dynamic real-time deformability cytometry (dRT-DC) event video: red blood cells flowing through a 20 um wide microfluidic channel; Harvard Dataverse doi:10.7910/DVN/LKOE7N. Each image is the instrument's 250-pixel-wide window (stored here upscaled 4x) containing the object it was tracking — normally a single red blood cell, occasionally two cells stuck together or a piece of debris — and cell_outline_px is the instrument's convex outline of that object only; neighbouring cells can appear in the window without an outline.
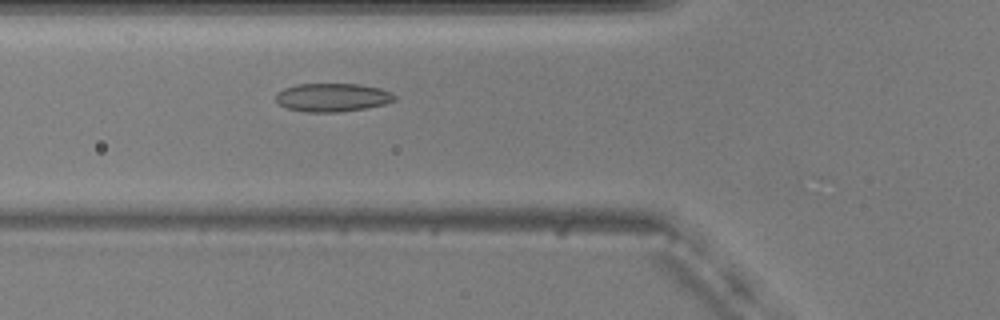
{"species": "common noctule bat (a hibernating species)", "species_latin": "Nyctalus noctula", "temperature_condition": "warm", "stored_images_in_passage": 40, "camera_frame_rate_fps": 3000, "um_per_image_px": 0.085, "animal": {"sex": "male", "body_mass_g": 20.5, "forearm_length_mm": 52.5}, "frame": {"image": 1, "passage_image": 13, "time_ms": 4.0, "image_size_px": [1000, 320], "cell_outline_px": [[396, 100], [384, 104], [364, 108], [336, 112], [308, 112], [288, 108], [280, 104], [276, 100], [276, 92], [284, 88], [296, 84], [360, 84], [380, 88], [392, 92], [396, 96]], "centroid_in_image_um": [28.27, 8.27], "position_along_channel_um": 97.5, "area_um2": 19.59}}
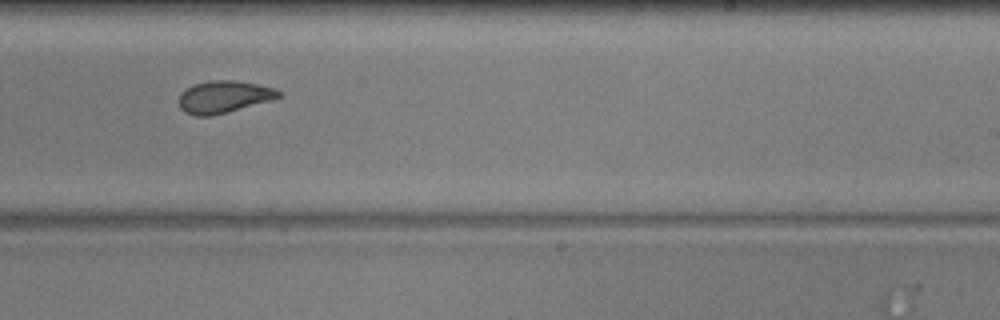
{"frame": {"image": 2, "passage_image": 27, "time_ms": 8.667, "image_size_px": [1000, 320], "cell_outline_px": [[284, 96], [272, 100], [212, 116], [196, 116], [184, 112], [180, 108], [180, 92], [192, 84], [212, 80], [236, 80], [256, 84], [272, 88], [280, 92]], "centroid_in_image_um": [19.01, 8.23], "position_along_channel_um": 270.0, "area_um2": 18.73}}
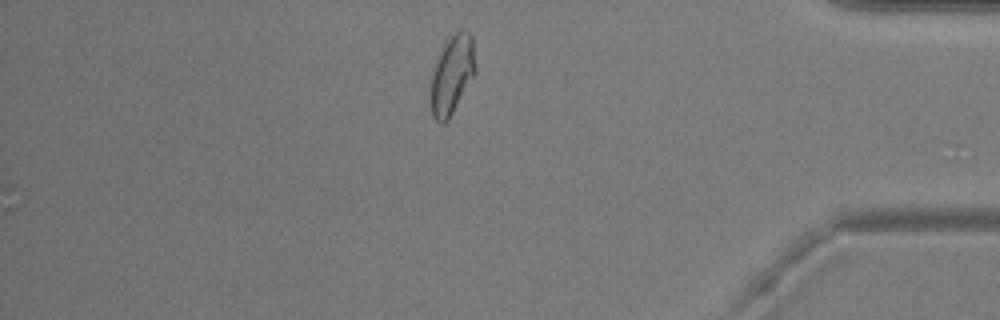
{"frame": {"image": 3, "passage_image": 40, "time_ms": 13.0, "image_size_px": [1000, 320], "cell_outline_px": [[476, 72], [448, 120], [444, 124], [440, 124], [432, 116], [428, 96], [432, 72], [440, 48], [460, 28], [464, 28], [472, 36], [476, 64]], "centroid_in_image_um": [38.39, 6.36], "position_along_channel_um": 396.8, "area_um2": 21.04}, "authors_computed_cell_mechanics": {"area_um2": 19.4786, "velocity_mm_per_s": 3.6833, "shape_relaxation_time_tau1_ms": 6.3266, "shape_relaxation_time_tau2_ms": 1.7924, "deformation_change_tau1": 0.1608, "deformation_change_tau2": 0.0542}}